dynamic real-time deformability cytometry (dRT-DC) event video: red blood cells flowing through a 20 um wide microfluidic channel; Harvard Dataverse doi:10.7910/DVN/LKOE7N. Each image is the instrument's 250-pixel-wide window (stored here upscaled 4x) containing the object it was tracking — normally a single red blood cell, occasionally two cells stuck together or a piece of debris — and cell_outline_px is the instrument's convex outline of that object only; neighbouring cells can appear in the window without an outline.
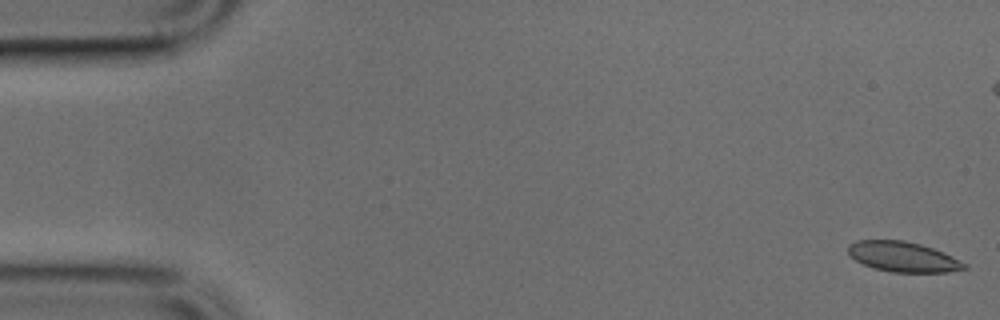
{"species": "common noctule bat (a hibernating species)", "species_latin": "Nyctalus noctula", "temperature_condition": "cold", "stored_images_in_passage": 50, "camera_frame_rate_fps": 3000, "um_per_image_px": 0.085, "animal": {"sex": "male", "body_mass_g": 17.9, "forearm_length_mm": 54.2}, "frame": {"image": 1, "passage_image": 1, "time_ms": 0.0, "image_size_px": [1000, 320], "cell_outline_px": [[968, 268], [948, 272], [892, 272], [872, 268], [856, 260], [848, 252], [848, 244], [856, 240], [904, 240], [920, 244], [944, 252], [968, 264]], "centroid_in_image_um": [76.77, 21.82], "position_along_channel_um": 8.2, "area_um2": 20.46}}
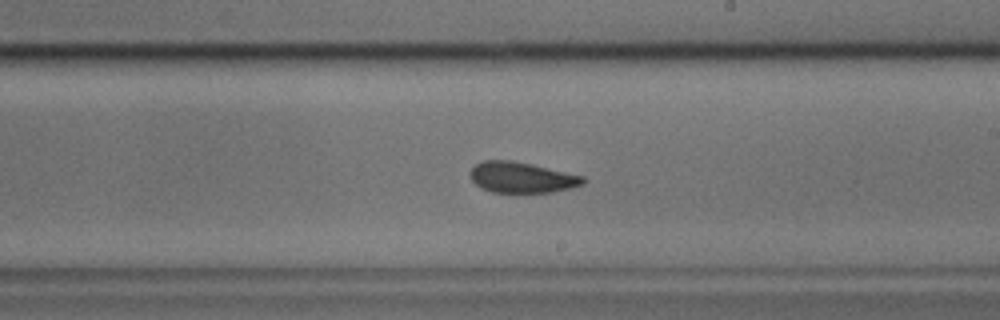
{"frame": {"image": 2, "passage_image": 28, "time_ms": 9.0, "image_size_px": [1000, 320], "cell_outline_px": [[584, 184], [572, 188], [552, 192], [492, 192], [480, 188], [472, 180], [472, 168], [476, 164], [484, 160], [512, 160], [532, 164], [584, 176]], "centroid_in_image_um": [44.37, 15.08], "position_along_channel_um": 244.6, "area_um2": 20.11}}
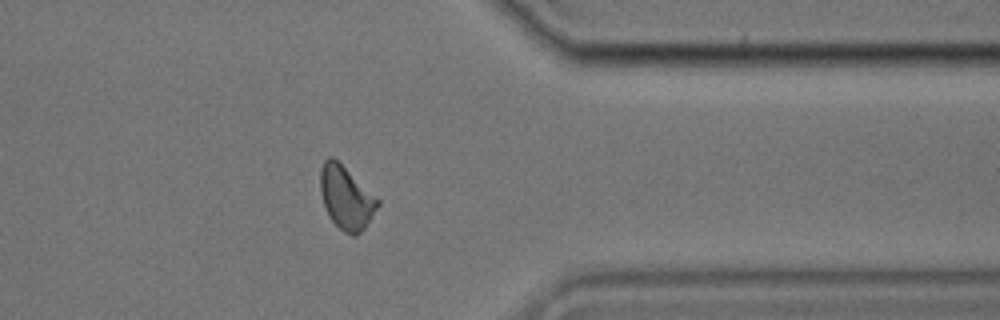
{"frame": {"image": 3, "passage_image": 39, "time_ms": 12.667, "image_size_px": [1000, 320], "cell_outline_px": [[380, 204], [364, 228], [356, 236], [352, 236], [344, 232], [332, 220], [324, 204], [320, 192], [320, 168], [324, 160], [328, 156], [332, 156], [380, 200]], "centroid_in_image_um": [29.41, 16.8], "position_along_channel_um": 382.0, "area_um2": 20.75}}